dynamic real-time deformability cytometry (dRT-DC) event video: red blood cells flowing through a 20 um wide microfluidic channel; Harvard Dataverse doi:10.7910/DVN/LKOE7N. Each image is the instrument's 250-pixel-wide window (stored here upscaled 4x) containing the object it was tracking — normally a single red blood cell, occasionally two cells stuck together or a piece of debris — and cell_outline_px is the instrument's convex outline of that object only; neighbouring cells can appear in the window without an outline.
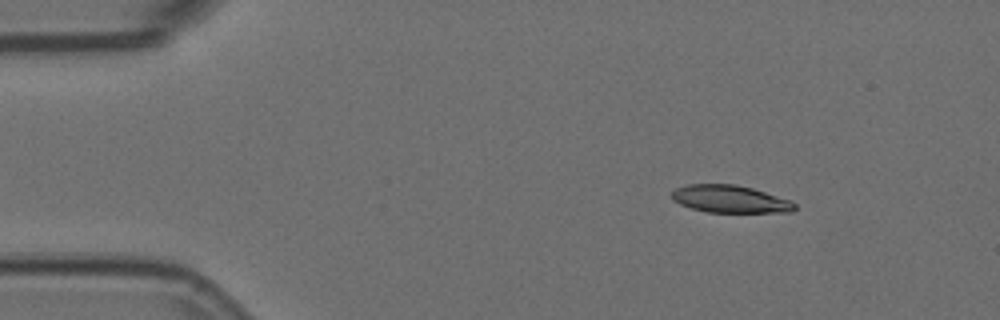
{"species": "Egyptian fruit bat (a non-hibernating species)", "species_latin": "Rousettus aegyptiacus", "temperature_condition": "room temperature", "stored_images_in_passage": 19, "camera_frame_rate_fps": 3000, "um_per_image_px": 0.085, "animal": {"sex": "female"}, "frame": {"image": 1, "passage_image": 1, "time_ms": 0.0, "image_size_px": [1000, 320], "cell_outline_px": [[796, 208], [792, 212], [708, 212], [692, 208], [680, 204], [672, 200], [672, 192], [676, 188], [688, 184], [736, 184], [752, 188], [792, 200], [796, 204]], "centroid_in_image_um": [62.08, 16.91], "position_along_channel_um": 22.9, "area_um2": 19.71}}
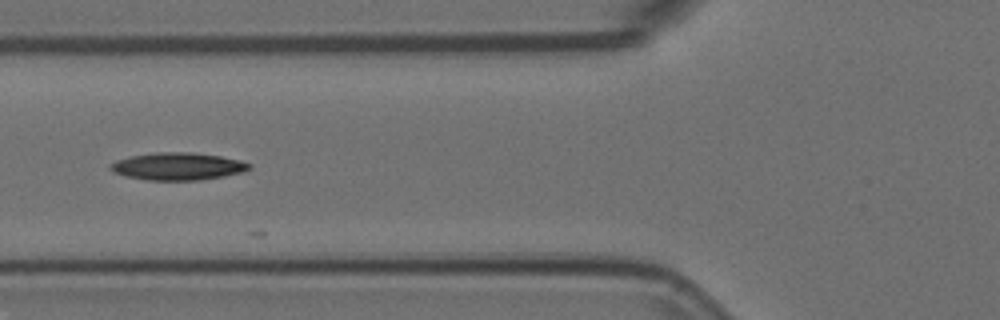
{"frame": {"image": 2, "passage_image": 14, "time_ms": 4.333, "image_size_px": [1000, 320], "cell_outline_px": [[252, 168], [240, 172], [224, 176], [200, 180], [148, 180], [124, 176], [108, 168], [108, 164], [116, 160], [132, 156], [156, 152], [192, 152], [220, 156], [240, 160], [252, 164]], "centroid_in_image_um": [15.1, 14.13], "position_along_channel_um": 110.7, "area_um2": 22.2}}
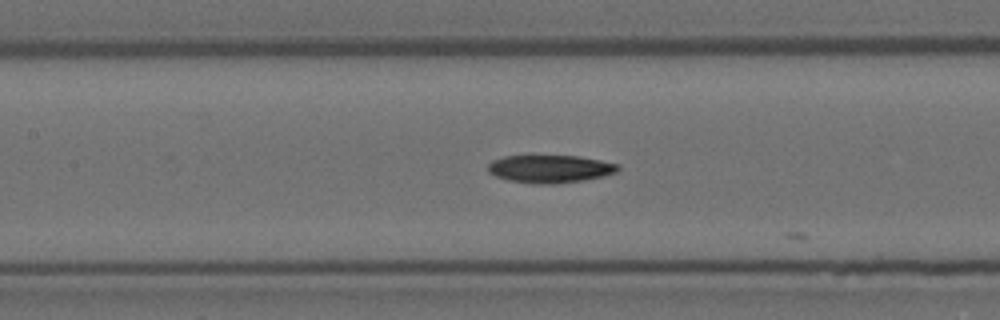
{"frame": {"image": 3, "passage_image": 18, "time_ms": 5.667, "image_size_px": [1000, 320], "cell_outline_px": [[620, 168], [616, 172], [604, 176], [556, 184], [536, 184], [508, 180], [496, 176], [488, 172], [488, 164], [492, 160], [504, 156], [576, 156], [600, 160], [620, 164]], "centroid_in_image_um": [46.74, 14.35], "position_along_channel_um": 160.7, "area_um2": 20.98}}